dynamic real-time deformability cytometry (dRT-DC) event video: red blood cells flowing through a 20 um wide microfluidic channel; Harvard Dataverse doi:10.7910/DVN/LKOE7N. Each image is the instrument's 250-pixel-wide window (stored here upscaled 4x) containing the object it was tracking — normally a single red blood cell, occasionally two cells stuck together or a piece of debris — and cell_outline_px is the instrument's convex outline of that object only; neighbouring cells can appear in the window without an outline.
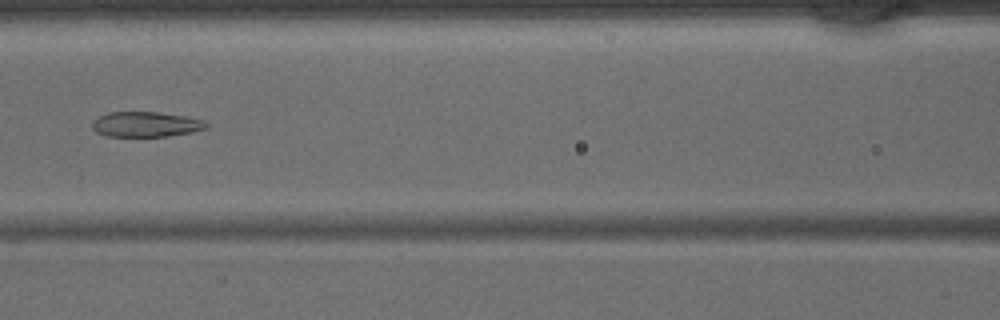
{"species": "common noctule bat (a hibernating species)", "species_latin": "Nyctalus noctula", "temperature_condition": "warm", "stored_images_in_passage": 37, "camera_frame_rate_fps": 3000, "um_per_image_px": 0.085, "animal": {"sex": "male", "body_mass_g": 15.6}, "frame": {"image": 1, "passage_image": 18, "time_ms": 5.667, "image_size_px": [1000, 320], "cell_outline_px": [[208, 128], [192, 132], [168, 136], [108, 136], [96, 132], [92, 128], [92, 120], [108, 112], [160, 112], [184, 116], [204, 120], [208, 124]], "centroid_in_image_um": [12.4, 10.56], "position_along_channel_um": 154.2, "area_um2": 16.76}}
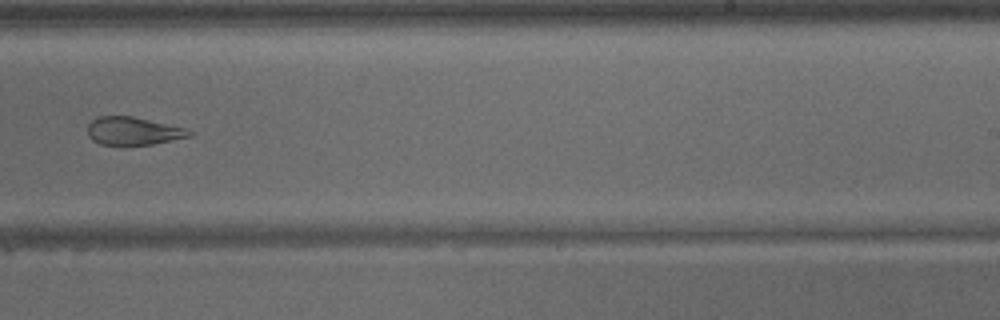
{"frame": {"image": 2, "passage_image": 26, "time_ms": 8.333, "image_size_px": [1000, 320], "cell_outline_px": [[192, 136], [152, 144], [100, 144], [92, 140], [88, 136], [88, 124], [92, 120], [100, 116], [132, 116], [188, 128], [192, 132]], "centroid_in_image_um": [11.34, 11.12], "position_along_channel_um": 277.7, "area_um2": 16.47}}
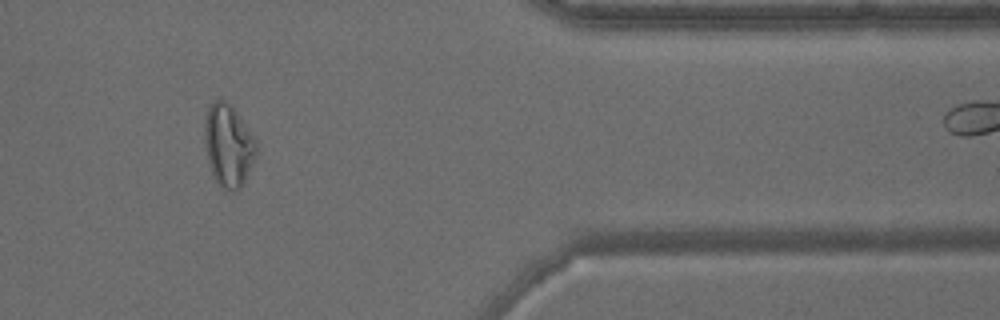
{"frame": {"image": 3, "passage_image": 35, "time_ms": 11.333, "image_size_px": [1000, 320], "cell_outline_px": [[260, 152], [240, 188], [236, 192], [224, 188], [216, 180], [208, 164], [204, 144], [204, 124], [208, 108], [220, 96], [236, 112], [256, 140]], "centroid_in_image_um": [19.43, 12.38], "position_along_channel_um": 392.0, "area_um2": 24.91}}